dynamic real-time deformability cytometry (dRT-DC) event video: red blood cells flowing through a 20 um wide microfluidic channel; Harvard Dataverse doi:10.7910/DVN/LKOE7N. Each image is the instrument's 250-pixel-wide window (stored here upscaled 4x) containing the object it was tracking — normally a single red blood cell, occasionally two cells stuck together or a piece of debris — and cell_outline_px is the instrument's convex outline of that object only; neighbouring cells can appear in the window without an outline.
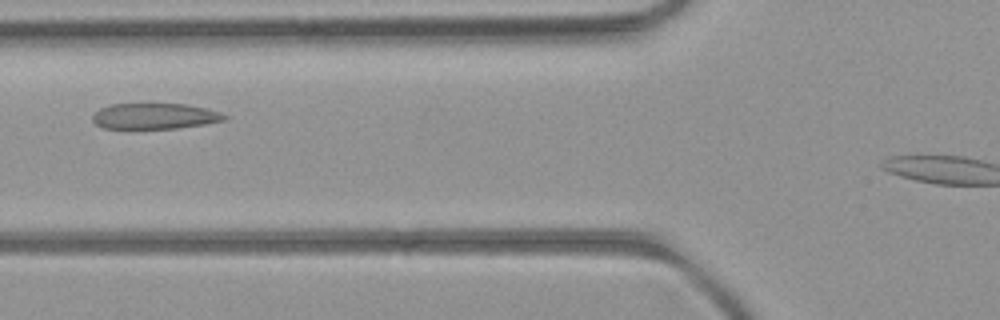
{"species": "common noctule bat (a hibernating species)", "species_latin": "Nyctalus noctula", "temperature_condition": "room temperature", "stored_images_in_passage": 37, "camera_frame_rate_fps": 3000, "um_per_image_px": 0.085, "animal": {"sex": "female", "body_mass_g": 21.9}, "frame": {"image": 1, "passage_image": 12, "time_ms": 3.667, "image_size_px": [1000, 320], "cell_outline_px": [[228, 116], [224, 120], [204, 124], [176, 128], [104, 128], [96, 124], [92, 120], [92, 116], [100, 108], [112, 104], [188, 104], [208, 108], [220, 112]], "centroid_in_image_um": [13.17, 9.86], "position_along_channel_um": 112.6, "area_um2": 19.71}}
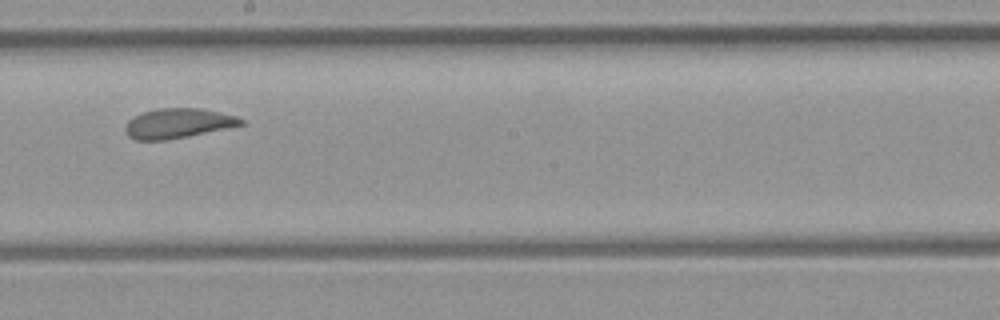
{"frame": {"image": 2, "passage_image": 21, "time_ms": 6.667, "image_size_px": [1000, 320], "cell_outline_px": [[244, 124], [168, 140], [136, 140], [128, 136], [124, 132], [124, 128], [128, 120], [144, 112], [156, 108], [204, 108], [236, 116], [244, 120]], "centroid_in_image_um": [15.1, 10.48], "position_along_channel_um": 233.1, "area_um2": 20.0}}
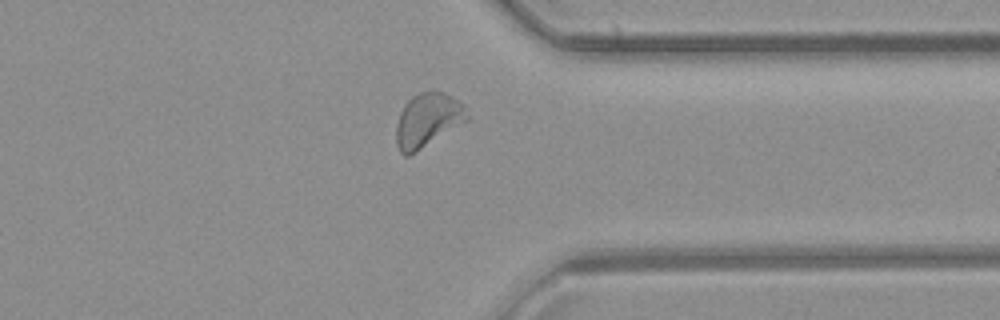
{"frame": {"image": 3, "passage_image": 32, "time_ms": 10.333, "image_size_px": [1000, 320], "cell_outline_px": [[468, 120], [408, 156], [404, 156], [400, 152], [396, 144], [396, 124], [400, 112], [404, 104], [412, 96], [420, 92], [432, 88], [444, 92], [460, 100], [468, 108]], "centroid_in_image_um": [36.36, 10.15], "position_along_channel_um": 375.0, "area_um2": 22.6}}